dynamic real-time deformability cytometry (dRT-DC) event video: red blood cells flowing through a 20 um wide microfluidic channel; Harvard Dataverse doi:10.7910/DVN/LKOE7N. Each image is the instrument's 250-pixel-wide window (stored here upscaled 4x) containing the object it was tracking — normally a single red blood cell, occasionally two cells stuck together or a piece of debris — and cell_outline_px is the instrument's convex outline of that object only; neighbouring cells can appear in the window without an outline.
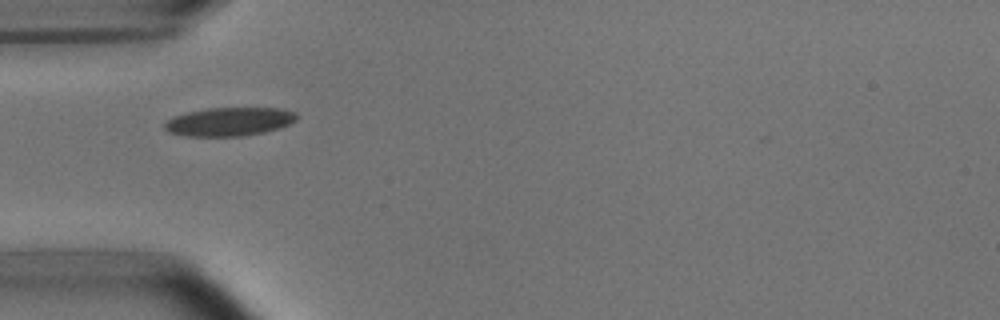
{"species": "common noctule bat (a hibernating species)", "species_latin": "Nyctalus noctula", "temperature_condition": "room temperature", "stored_images_in_passage": 39, "camera_frame_rate_fps": 3000, "um_per_image_px": 0.085, "animal": {"sex": "male", "body_mass_g": 15.6}, "frame": {"image": 1, "passage_image": 2, "time_ms": 0.333, "image_size_px": [1000, 320], "cell_outline_px": [[296, 120], [288, 124], [264, 132], [240, 136], [184, 136], [168, 132], [164, 128], [164, 120], [172, 116], [188, 112], [208, 108], [280, 108], [296, 112]], "centroid_in_image_um": [19.42, 10.34], "position_along_channel_um": 65.6, "area_um2": 21.96}}
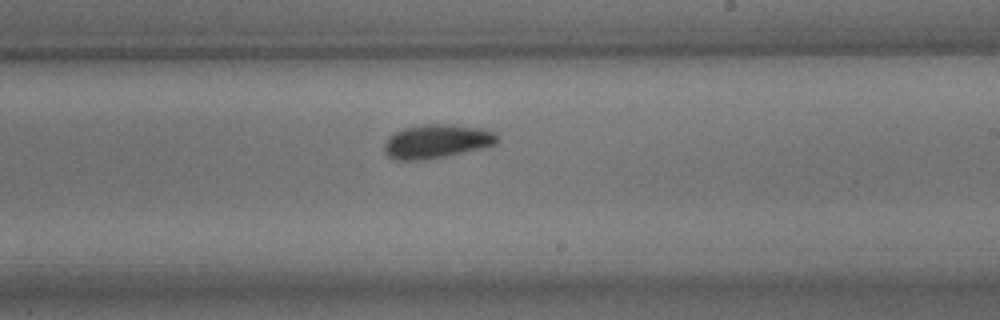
{"frame": {"image": 2, "passage_image": 17, "time_ms": 5.333, "image_size_px": [1000, 320], "cell_outline_px": [[496, 144], [448, 156], [424, 160], [396, 160], [388, 156], [384, 152], [384, 144], [388, 136], [404, 128], [424, 124], [452, 124], [480, 128], [496, 132]], "centroid_in_image_um": [37.08, 12.02], "position_along_channel_um": 251.9, "area_um2": 22.25}}
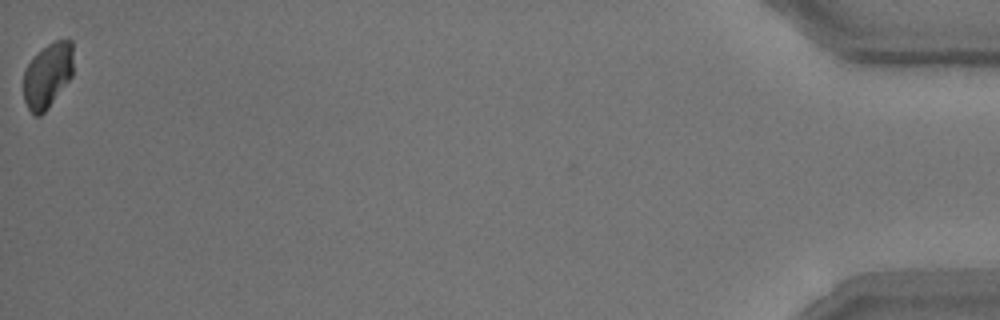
{"frame": {"image": 3, "passage_image": 39, "time_ms": 12.667, "image_size_px": [1000, 320], "cell_outline_px": [[72, 76], [48, 108], [40, 116], [32, 116], [24, 100], [24, 68], [36, 52], [48, 44], [56, 40], [72, 40]], "centroid_in_image_um": [4.02, 6.41], "position_along_channel_um": 431.2, "area_um2": 18.96}, "authors_computed_cell_mechanics": {"area_um2": 21.4438, "velocity_mm_per_s": 3.7216, "shape_relaxation_time_tau1_ms": 2.6226, "shape_relaxation_time_tau2_ms": 2.6968, "deformation_change_tau1": 0.0987, "deformation_change_tau2": 0.0615}}